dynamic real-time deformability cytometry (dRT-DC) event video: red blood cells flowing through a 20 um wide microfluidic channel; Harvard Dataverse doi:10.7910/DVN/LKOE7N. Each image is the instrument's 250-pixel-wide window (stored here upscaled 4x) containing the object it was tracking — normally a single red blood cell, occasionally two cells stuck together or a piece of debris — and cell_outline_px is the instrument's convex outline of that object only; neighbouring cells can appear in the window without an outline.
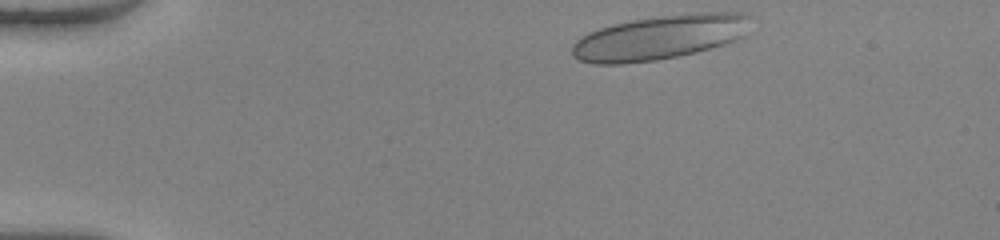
{"species": "human", "species_latin": "Homo sapiens", "temperature_condition": "warm", "stored_images_in_passage": 43, "camera_frame_rate_fps": 3000, "um_per_image_px": 0.085, "donor": {"sex": "female"}, "frame": {"image": 1, "passage_image": 1, "time_ms": 0.0, "image_size_px": [1000, 240], "cell_outline_px": [[748, 16], [744, 36], [736, 40], [724, 44], [696, 52], [656, 60], [624, 64], [596, 64], [580, 60], [572, 56], [572, 44], [580, 36], [588, 32], [612, 24], [632, 20], [696, 12], [740, 12]], "centroid_in_image_um": [56.02, 3.19], "position_along_channel_um": 29.0, "area_um2": 45.95}}
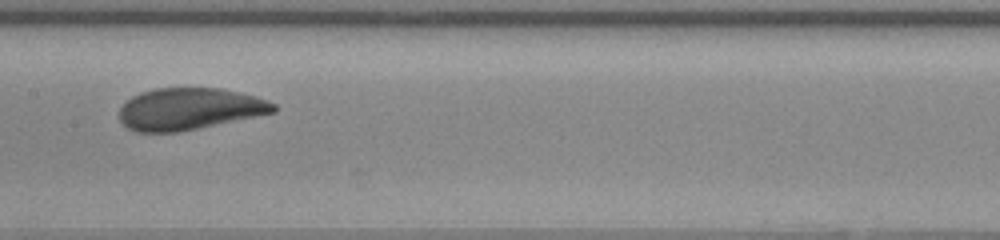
{"frame": {"image": 2, "passage_image": 19, "time_ms": 6.0, "image_size_px": [1000, 240], "cell_outline_px": [[276, 112], [180, 132], [136, 132], [128, 128], [120, 120], [120, 108], [132, 96], [140, 92], [156, 88], [220, 88], [256, 96], [268, 100], [276, 104]], "centroid_in_image_um": [16.11, 9.26], "position_along_channel_um": 191.3, "area_um2": 37.57}}
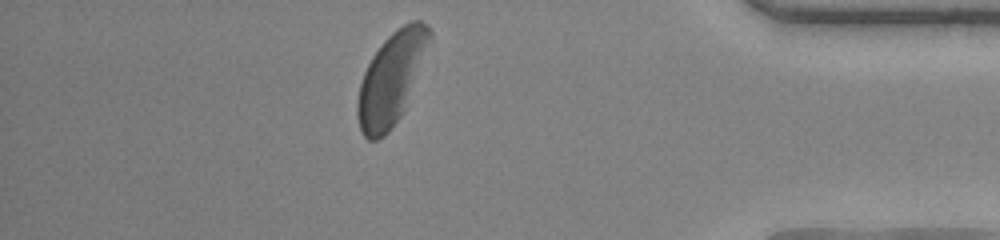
{"frame": {"image": 3, "passage_image": 37, "time_ms": 12.0, "image_size_px": [1000, 240], "cell_outline_px": [[432, 36], [404, 112], [388, 132], [384, 136], [376, 140], [368, 140], [364, 136], [360, 128], [356, 112], [356, 104], [360, 84], [364, 72], [372, 56], [384, 40], [392, 32], [404, 24], [412, 20], [420, 20], [432, 32]], "centroid_in_image_um": [33.25, 6.69], "position_along_channel_um": 402.0, "area_um2": 38.26}, "authors_computed_cell_mechanics": {"area_um2": 39.7086, "velocity_mm_per_s": 4.0249, "shape_relaxation_time_tau1_ms": 2.4398, "shape_relaxation_time_tau2_ms": null, "deformation_change_tau1": 0.143, "deformation_change_tau2": null}}